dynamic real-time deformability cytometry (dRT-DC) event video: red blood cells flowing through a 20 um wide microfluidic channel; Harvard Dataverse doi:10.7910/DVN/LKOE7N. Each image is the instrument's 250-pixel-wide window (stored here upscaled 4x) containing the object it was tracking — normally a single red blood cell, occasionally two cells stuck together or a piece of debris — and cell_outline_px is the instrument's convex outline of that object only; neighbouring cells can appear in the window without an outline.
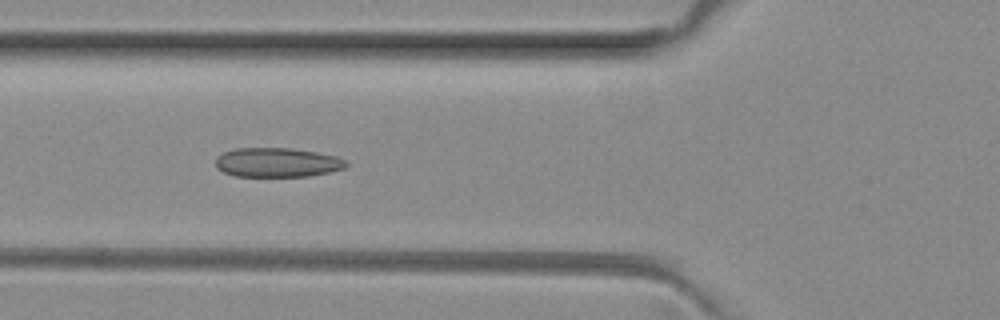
{"species": "common noctule bat (a hibernating species)", "species_latin": "Nyctalus noctula", "temperature_condition": "room temperature", "stored_images_in_passage": 7, "camera_frame_rate_fps": 3000, "um_per_image_px": 0.085, "animal": {"sex": "female", "body_mass_g": 29.2, "forearm_length_mm": 56.3}, "frame": {"image": 1, "passage_image": 5, "time_ms": 1.333, "image_size_px": [1000, 320], "cell_outline_px": [[348, 164], [344, 168], [328, 172], [308, 176], [232, 176], [216, 168], [216, 156], [224, 152], [236, 148], [288, 148], [316, 152], [336, 156], [344, 160]], "centroid_in_image_um": [23.52, 13.81], "position_along_channel_um": 102.3, "area_um2": 22.2}}
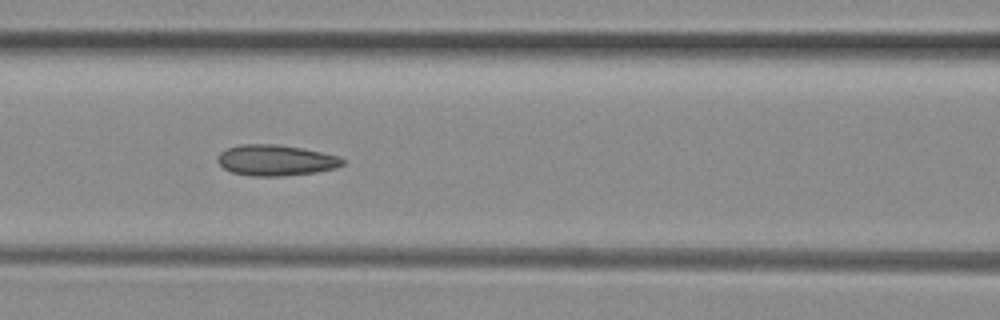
{"frame": {"image": 2, "passage_image": 6, "time_ms": 1.667, "image_size_px": [1000, 320], "cell_outline_px": [[344, 164], [336, 168], [316, 172], [284, 176], [252, 176], [232, 172], [224, 168], [216, 160], [216, 156], [220, 152], [228, 148], [240, 144], [276, 144], [300, 148], [340, 156], [344, 160]], "centroid_in_image_um": [23.43, 13.62], "position_along_channel_um": 143.2, "area_um2": 22.48}}
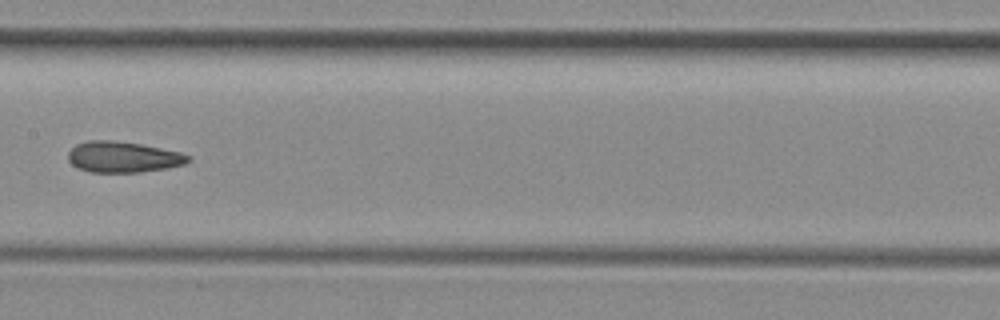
{"frame": {"image": 3, "passage_image": 7, "time_ms": 2.0, "image_size_px": [1000, 320], "cell_outline_px": [[192, 160], [184, 164], [168, 168], [140, 172], [88, 172], [72, 164], [68, 160], [68, 152], [76, 144], [88, 140], [112, 140], [140, 144], [180, 152], [192, 156]], "centroid_in_image_um": [10.48, 13.34], "position_along_channel_um": 196.9, "area_um2": 21.68}}